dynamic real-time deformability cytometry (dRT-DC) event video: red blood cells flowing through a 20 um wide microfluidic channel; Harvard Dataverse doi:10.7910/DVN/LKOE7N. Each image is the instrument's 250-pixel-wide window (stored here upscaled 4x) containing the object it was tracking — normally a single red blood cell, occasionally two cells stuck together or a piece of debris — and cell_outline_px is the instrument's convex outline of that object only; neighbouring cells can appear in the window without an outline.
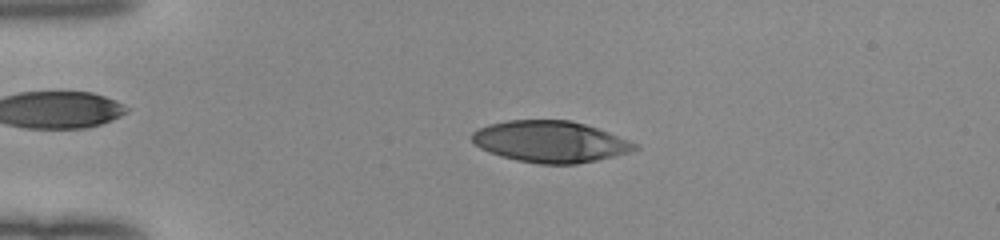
{"species": "human", "species_latin": "Homo sapiens", "temperature_condition": "room temperature", "stored_images_in_passage": 51, "camera_frame_rate_fps": 3000, "um_per_image_px": 0.085, "donor": {"sex": "female"}, "frame": {"image": 1, "passage_image": 12, "time_ms": 3.667, "image_size_px": [1000, 240], "cell_outline_px": [[640, 148], [628, 152], [596, 160], [576, 164], [540, 164], [516, 160], [500, 156], [488, 152], [480, 148], [472, 140], [472, 132], [488, 124], [508, 120], [568, 120], [584, 124], [608, 132], [640, 144]], "centroid_in_image_um": [46.77, 12.04], "position_along_channel_um": 38.2, "area_um2": 39.19}}
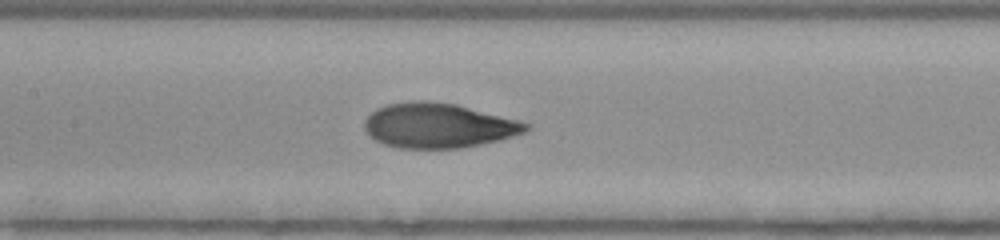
{"frame": {"image": 2, "passage_image": 25, "time_ms": 8.0, "image_size_px": [1000, 240], "cell_outline_px": [[532, 128], [524, 132], [500, 140], [460, 148], [396, 148], [384, 144], [368, 136], [364, 128], [364, 120], [376, 108], [388, 104], [412, 100], [424, 100], [456, 104], [520, 120], [532, 124]], "centroid_in_image_um": [37.26, 10.66], "position_along_channel_um": 170.1, "area_um2": 42.43}}
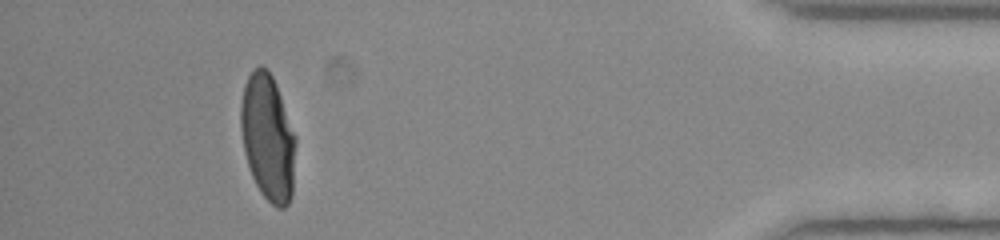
{"frame": {"image": 3, "passage_image": 47, "time_ms": 15.333, "image_size_px": [1000, 240], "cell_outline_px": [[296, 144], [292, 196], [288, 204], [284, 208], [276, 208], [260, 192], [252, 176], [244, 152], [240, 128], [240, 104], [244, 84], [252, 68], [260, 64], [268, 68], [276, 84], [296, 136]], "centroid_in_image_um": [22.76, 11.66], "position_along_channel_um": 412.4, "area_um2": 40.92}, "authors_computed_cell_mechanics": {"area_um2": 40.9224, "velocity_mm_per_s": 4.0287, "shape_relaxation_time_tau1_ms": 5.1635, "shape_relaxation_time_tau2_ms": 0.9579, "deformation_change_tau1": 0.249, "deformation_change_tau2": 0.0588}}